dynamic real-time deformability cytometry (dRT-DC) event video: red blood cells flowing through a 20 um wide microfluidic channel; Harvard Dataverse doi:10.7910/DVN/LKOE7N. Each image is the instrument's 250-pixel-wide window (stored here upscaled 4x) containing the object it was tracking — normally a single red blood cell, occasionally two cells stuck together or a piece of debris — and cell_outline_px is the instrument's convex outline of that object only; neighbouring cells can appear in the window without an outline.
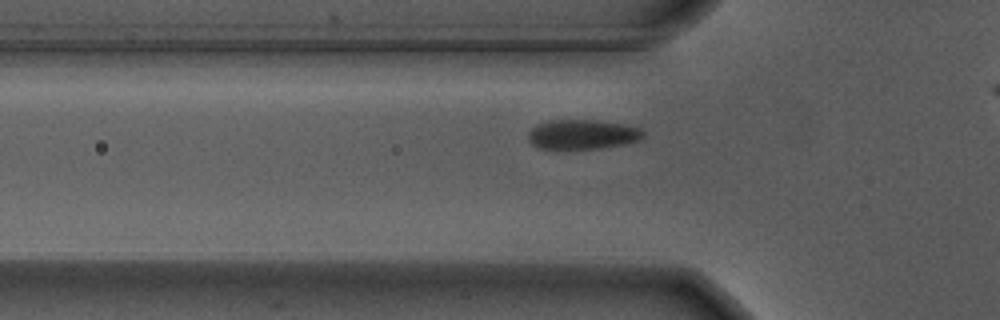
{"species": "Egyptian fruit bat (a non-hibernating species)", "species_latin": "Rousettus aegyptiacus", "temperature_condition": "warm", "stored_images_in_passage": 35, "camera_frame_rate_fps": 3000, "um_per_image_px": 0.085, "animal": {"sex": "male"}, "frame": {"image": 1, "passage_image": 5, "time_ms": 1.333, "image_size_px": [1000, 320], "cell_outline_px": [[644, 136], [636, 140], [620, 144], [600, 148], [540, 148], [532, 144], [528, 140], [528, 132], [536, 124], [552, 120], [596, 120], [624, 124], [640, 128], [644, 132]], "centroid_in_image_um": [49.47, 11.4], "position_along_channel_um": 76.3, "area_um2": 19.54}}
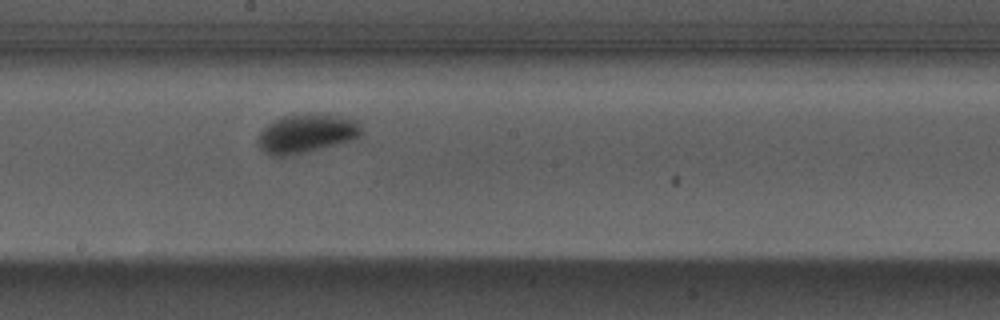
{"frame": {"image": 2, "passage_image": 17, "time_ms": 5.333, "image_size_px": [1000, 320], "cell_outline_px": [[360, 136], [352, 140], [288, 156], [272, 156], [264, 152], [260, 148], [260, 132], [268, 124], [284, 116], [316, 112], [328, 112], [356, 120], [360, 128]], "centroid_in_image_um": [26.08, 11.31], "position_along_channel_um": 222.1, "area_um2": 23.29}}
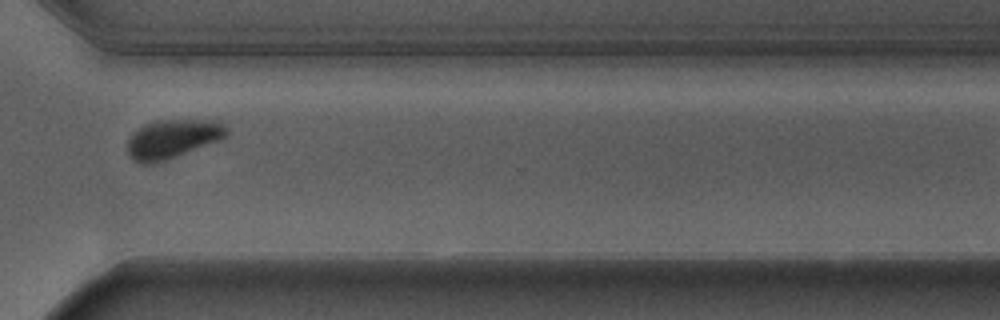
{"frame": {"image": 3, "passage_image": 28, "time_ms": 9.0, "image_size_px": [1000, 320], "cell_outline_px": [[228, 136], [220, 140], [176, 156], [152, 164], [140, 164], [132, 160], [128, 152], [128, 140], [144, 124], [156, 120], [216, 120], [224, 124], [228, 128]], "centroid_in_image_um": [14.7, 11.8], "position_along_channel_um": 355.9, "area_um2": 22.31}, "authors_computed_cell_mechanics": {"area_um2": 22.0796, "velocity_mm_per_s": 3.649, "shape_relaxation_time_tau1_ms": 3.2904, "shape_relaxation_time_tau2_ms": null, "deformation_change_tau1": 0.1462, "deformation_change_tau2": null}}